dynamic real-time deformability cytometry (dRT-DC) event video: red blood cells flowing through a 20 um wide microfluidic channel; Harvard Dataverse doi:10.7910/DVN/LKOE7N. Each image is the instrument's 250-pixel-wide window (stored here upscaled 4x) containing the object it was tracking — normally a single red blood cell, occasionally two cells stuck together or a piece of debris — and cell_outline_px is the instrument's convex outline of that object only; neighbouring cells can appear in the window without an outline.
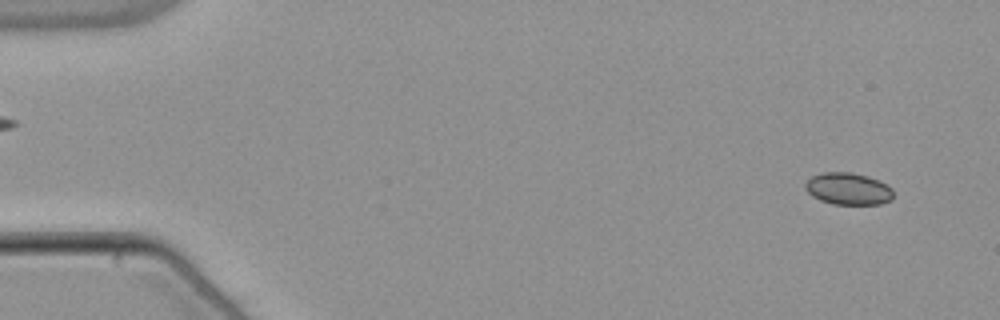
{"species": "common noctule bat (a hibernating species)", "species_latin": "Nyctalus noctula", "temperature_condition": "warm", "stored_images_in_passage": 53, "camera_frame_rate_fps": 3000, "um_per_image_px": 0.085, "animal": {"sex": "male", "body_mass_g": 21.5, "forearm_length_mm": 52.0}, "frame": {"image": 1, "passage_image": 3, "time_ms": 0.667, "image_size_px": [1000, 320], "cell_outline_px": [[892, 200], [880, 204], [832, 204], [820, 200], [812, 196], [804, 188], [804, 184], [812, 176], [824, 172], [852, 172], [868, 176], [892, 188]], "centroid_in_image_um": [72.07, 16.05], "position_along_channel_um": 12.9, "area_um2": 16.36}}
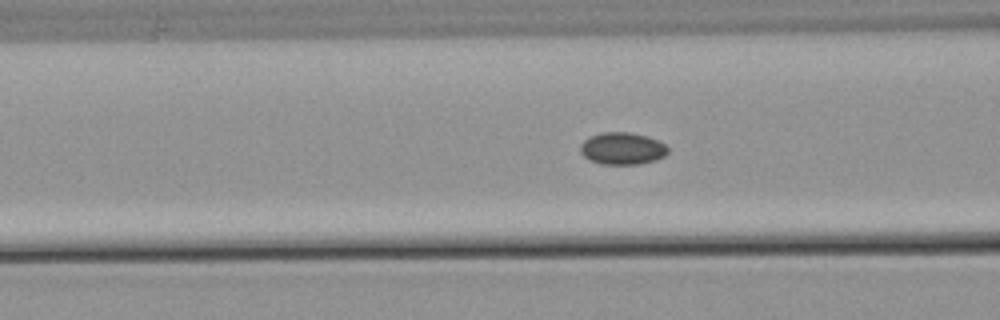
{"frame": {"image": 2, "passage_image": 21, "time_ms": 6.667, "image_size_px": [1000, 320], "cell_outline_px": [[668, 152], [664, 156], [656, 160], [640, 164], [600, 164], [584, 156], [580, 152], [580, 144], [588, 136], [600, 132], [632, 132], [648, 136], [664, 144], [668, 148]], "centroid_in_image_um": [52.88, 12.61], "position_along_channel_um": 113.7, "area_um2": 16.53}}
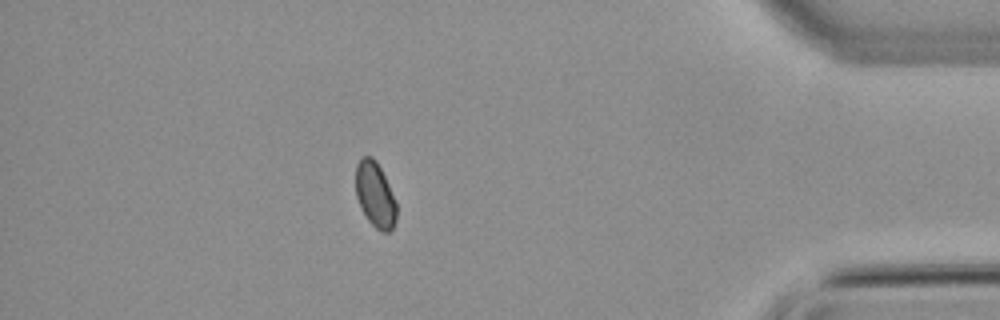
{"frame": {"image": 3, "passage_image": 47, "time_ms": 15.333, "image_size_px": [1000, 320], "cell_outline_px": [[396, 220], [392, 228], [388, 232], [380, 232], [368, 220], [360, 208], [356, 196], [356, 164], [360, 156], [372, 156], [376, 160], [396, 200]], "centroid_in_image_um": [31.87, 16.54], "position_along_channel_um": 403.3, "area_um2": 15.61}}